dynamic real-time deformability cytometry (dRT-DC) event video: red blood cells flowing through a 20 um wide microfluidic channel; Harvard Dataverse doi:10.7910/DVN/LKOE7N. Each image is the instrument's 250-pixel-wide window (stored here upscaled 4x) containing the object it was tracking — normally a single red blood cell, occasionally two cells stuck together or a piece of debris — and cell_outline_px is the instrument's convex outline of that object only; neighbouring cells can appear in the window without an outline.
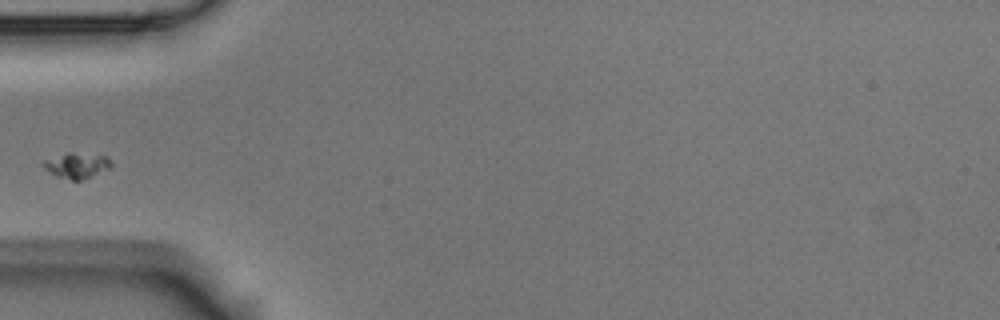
{"species": "Egyptian fruit bat (a non-hibernating species)", "species_latin": "Rousettus aegyptiacus", "temperature_condition": "room temperature", "stored_images_in_passage": 5, "camera_frame_rate_fps": 3000, "um_per_image_px": 0.085, "animal": {"sex": "male"}, "frame": {"image": 1, "passage_image": 5, "time_ms": 1.333, "image_size_px": [1000, 320], "cell_outline_px": [[112, 168], [80, 180], [72, 180], [56, 176], [44, 168], [40, 164], [44, 160], [68, 152], [72, 152], [104, 156], [112, 160]], "centroid_in_image_um": [6.53, 14.06], "position_along_channel_um": 78.5, "area_um2": 10.06}}